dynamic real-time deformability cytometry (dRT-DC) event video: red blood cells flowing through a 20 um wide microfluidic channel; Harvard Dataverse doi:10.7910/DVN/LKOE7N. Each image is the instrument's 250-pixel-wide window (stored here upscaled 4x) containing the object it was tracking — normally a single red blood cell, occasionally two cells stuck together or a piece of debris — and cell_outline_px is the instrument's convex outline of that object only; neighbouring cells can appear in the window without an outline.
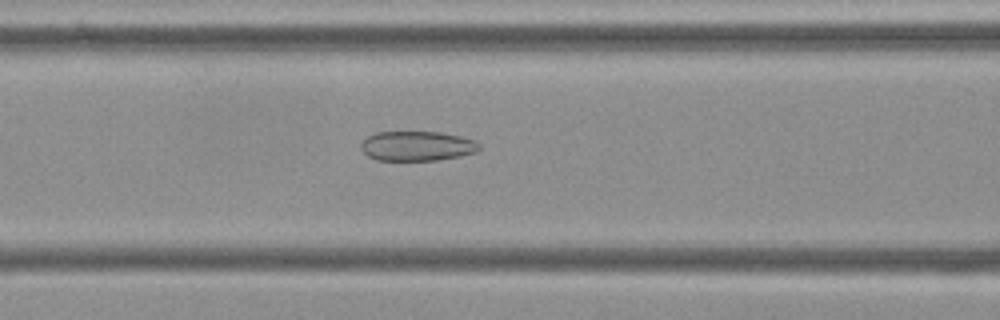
{"species": "Egyptian fruit bat (a non-hibernating species)", "species_latin": "Rousettus aegyptiacus", "temperature_condition": "cold", "stored_images_in_passage": 51, "camera_frame_rate_fps": 3000, "um_per_image_px": 0.085, "frame": {"image": 1, "passage_image": 18, "time_ms": 5.667, "image_size_px": [1000, 320], "cell_outline_px": [[480, 148], [476, 152], [460, 156], [436, 160], [376, 160], [368, 156], [360, 148], [360, 144], [368, 136], [376, 132], [440, 132], [460, 136], [476, 140], [480, 144]], "centroid_in_image_um": [35.46, 12.41], "position_along_channel_um": 131.1, "area_um2": 20.52}}
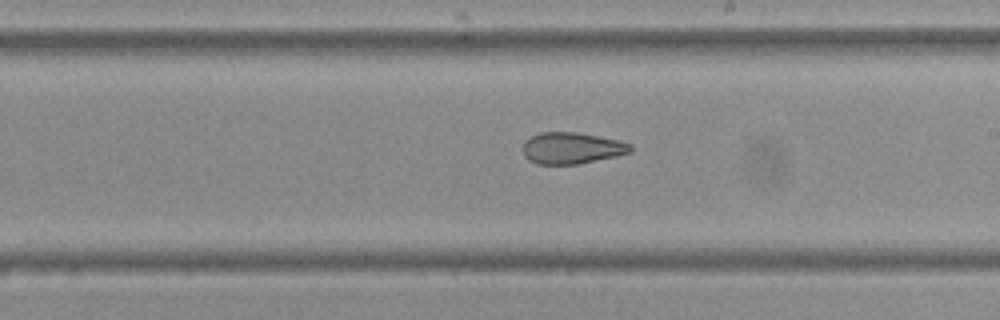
{"frame": {"image": 2, "passage_image": 27, "time_ms": 8.667, "image_size_px": [1000, 320], "cell_outline_px": [[632, 152], [616, 156], [576, 164], [536, 164], [528, 160], [524, 156], [524, 140], [540, 132], [576, 132], [620, 140], [632, 144]], "centroid_in_image_um": [48.61, 12.58], "position_along_channel_um": 240.4, "area_um2": 19.77}}
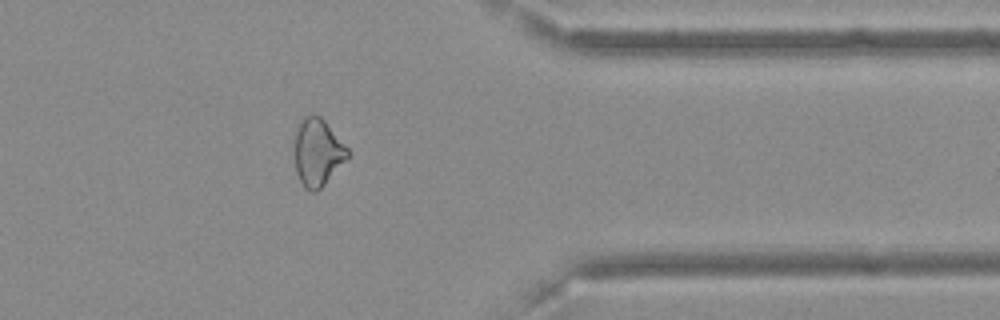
{"frame": {"image": 3, "passage_image": 40, "time_ms": 13.0, "image_size_px": [1000, 320], "cell_outline_px": [[352, 152], [324, 184], [316, 192], [312, 192], [304, 188], [296, 172], [292, 136], [300, 120], [304, 116], [312, 112], [320, 116], [324, 120]], "centroid_in_image_um": [26.95, 12.89], "position_along_channel_um": 384.5, "area_um2": 21.33}, "authors_computed_cell_mechanics": {"area_um2": 22.6576, "velocity_mm_per_s": 3.6389, "shape_relaxation_time_tau1_ms": null, "shape_relaxation_time_tau2_ms": 2.4897, "deformation_change_tau1": null, "deformation_change_tau2": 0.095}}